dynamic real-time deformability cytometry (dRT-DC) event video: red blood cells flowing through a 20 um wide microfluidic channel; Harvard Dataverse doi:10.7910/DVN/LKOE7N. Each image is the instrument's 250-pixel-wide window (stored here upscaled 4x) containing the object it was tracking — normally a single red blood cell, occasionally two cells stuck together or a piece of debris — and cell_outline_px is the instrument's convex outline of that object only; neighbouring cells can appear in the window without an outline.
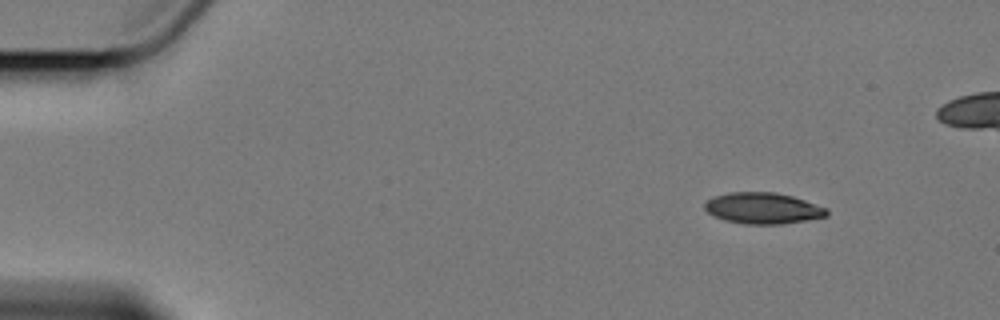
{"species": "Egyptian fruit bat (a non-hibernating species)", "species_latin": "Rousettus aegyptiacus", "temperature_condition": "cold", "stored_images_in_passage": 5, "camera_frame_rate_fps": 3000, "um_per_image_px": 0.085, "animal": {"sex": "female"}, "frame": {"image": 1, "passage_image": 1, "time_ms": 0.0, "image_size_px": [1000, 320], "cell_outline_px": [[828, 216], [780, 224], [744, 224], [724, 220], [708, 212], [704, 208], [704, 200], [712, 196], [728, 192], [776, 192], [792, 196], [828, 208]], "centroid_in_image_um": [64.81, 17.68], "position_along_channel_um": 20.2, "area_um2": 22.25}}